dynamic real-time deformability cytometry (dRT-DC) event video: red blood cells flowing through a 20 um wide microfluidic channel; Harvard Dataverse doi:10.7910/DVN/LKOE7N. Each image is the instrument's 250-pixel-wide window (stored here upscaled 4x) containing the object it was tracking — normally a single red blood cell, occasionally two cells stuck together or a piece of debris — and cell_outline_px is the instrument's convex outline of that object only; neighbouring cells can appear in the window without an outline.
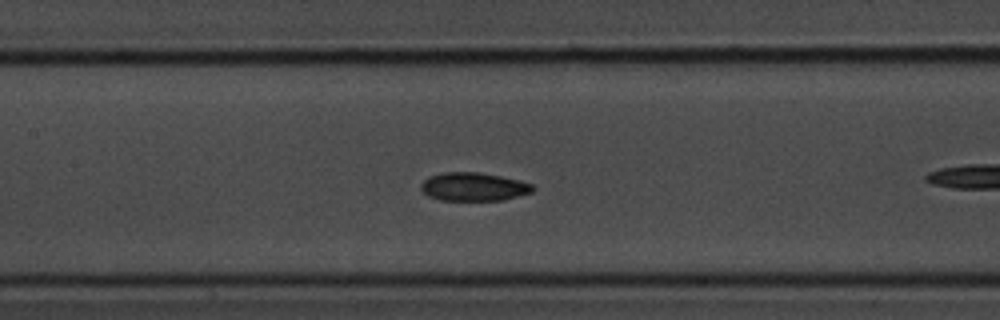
{"species": "common noctule bat (a hibernating species)", "species_latin": "Nyctalus noctula", "temperature_condition": "room temperature", "stored_images_in_passage": 21, "camera_frame_rate_fps": 3000, "um_per_image_px": 0.085, "animal": {"sex": "male", "body_mass_g": 20.1, "forearm_length_mm": 53.5}, "frame": {"image": 1, "passage_image": 7, "time_ms": 2.0, "image_size_px": [1000, 320], "cell_outline_px": [[536, 188], [532, 192], [500, 200], [440, 200], [428, 196], [420, 188], [420, 184], [428, 176], [444, 172], [480, 172], [500, 176], [532, 184]], "centroid_in_image_um": [40.21, 15.87], "position_along_channel_um": 167.2, "area_um2": 18.38}}
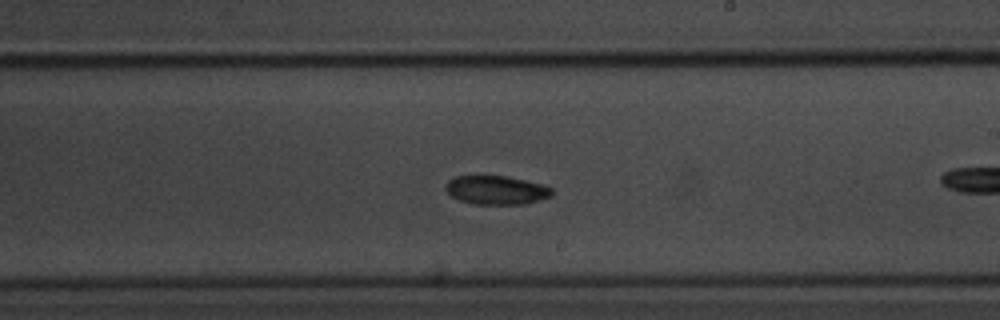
{"frame": {"image": 2, "passage_image": 12, "time_ms": 3.667, "image_size_px": [1000, 320], "cell_outline_px": [[552, 196], [540, 200], [524, 204], [472, 204], [460, 200], [452, 196], [444, 188], [444, 184], [448, 180], [456, 176], [508, 176], [540, 184], [552, 188]], "centroid_in_image_um": [42.16, 16.16], "position_along_channel_um": 246.8, "area_um2": 17.8}}